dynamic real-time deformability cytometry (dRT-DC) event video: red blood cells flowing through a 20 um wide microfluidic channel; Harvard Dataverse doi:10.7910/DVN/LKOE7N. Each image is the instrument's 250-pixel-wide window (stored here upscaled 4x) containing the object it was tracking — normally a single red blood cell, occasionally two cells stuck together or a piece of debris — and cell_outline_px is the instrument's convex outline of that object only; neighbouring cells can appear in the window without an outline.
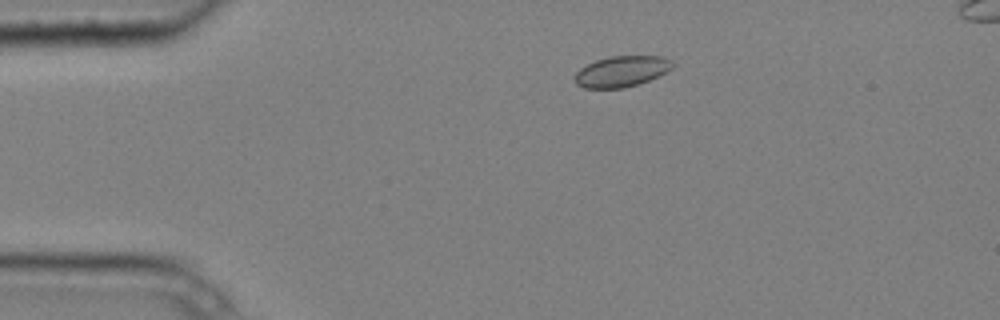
{"species": "common noctule bat (a hibernating species)", "species_latin": "Nyctalus noctula", "temperature_condition": "cold", "stored_images_in_passage": 5, "camera_frame_rate_fps": 3000, "um_per_image_px": 0.085, "animal": {"sex": "male", "body_mass_g": 20.4}, "frame": {"image": 1, "passage_image": 3, "time_ms": 0.667, "image_size_px": [1000, 320], "cell_outline_px": [[676, 64], [672, 68], [640, 84], [624, 88], [584, 88], [576, 84], [576, 72], [580, 68], [596, 60], [608, 56], [664, 56], [672, 60]], "centroid_in_image_um": [52.86, 6.06], "position_along_channel_um": 32.1, "area_um2": 17.57}}